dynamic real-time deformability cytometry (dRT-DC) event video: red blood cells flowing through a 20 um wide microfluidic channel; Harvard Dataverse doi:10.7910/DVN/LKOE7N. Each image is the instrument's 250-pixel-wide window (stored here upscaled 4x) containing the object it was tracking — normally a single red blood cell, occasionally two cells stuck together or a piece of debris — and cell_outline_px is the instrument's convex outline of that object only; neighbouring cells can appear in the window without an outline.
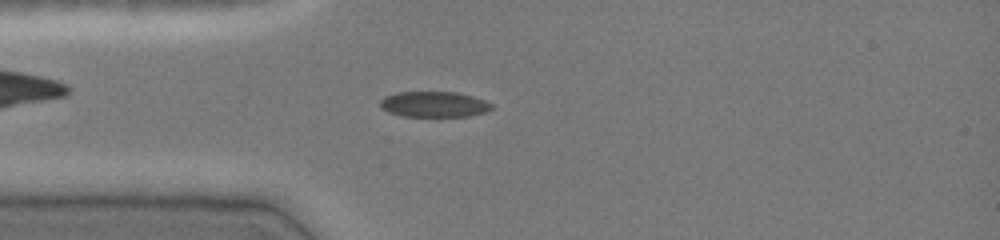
{"species": "common noctule bat (a hibernating species)", "species_latin": "Nyctalus noctula", "temperature_condition": "cold", "stored_images_in_passage": 46, "camera_frame_rate_fps": 3000, "um_per_image_px": 0.085, "animal": {"sex": "female", "body_mass_g": 19.0, "forearm_length_mm": 51.5}, "frame": {"image": 1, "passage_image": 11, "time_ms": 3.333, "image_size_px": [1000, 240], "cell_outline_px": [[492, 108], [484, 112], [468, 116], [404, 116], [388, 112], [380, 108], [380, 100], [384, 96], [396, 92], [456, 92], [472, 96], [484, 100], [492, 104]], "centroid_in_image_um": [36.85, 8.86], "position_along_channel_um": 48.2, "area_um2": 16.59}}
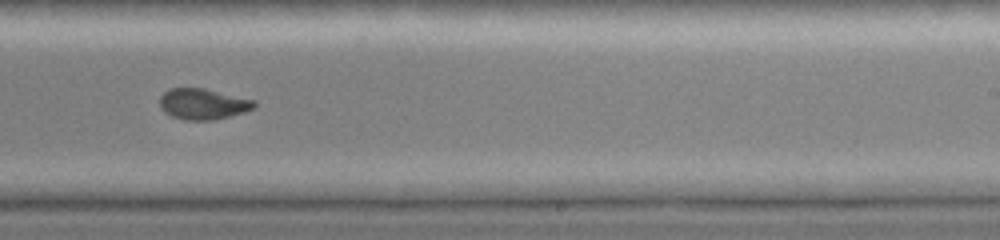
{"frame": {"image": 2, "passage_image": 28, "time_ms": 9.0, "image_size_px": [1000, 240], "cell_outline_px": [[256, 108], [244, 112], [212, 120], [184, 120], [172, 116], [164, 112], [160, 108], [160, 96], [168, 88], [204, 88], [256, 100]], "centroid_in_image_um": [17.25, 8.83], "position_along_channel_um": 271.7, "area_um2": 17.11}}
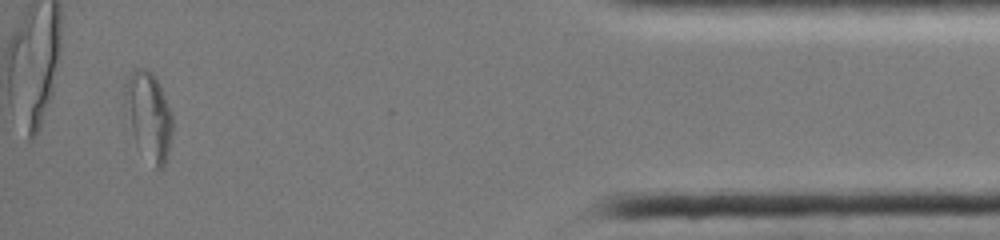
{"frame": {"image": 3, "passage_image": 43, "time_ms": 14.0, "image_size_px": [1000, 240], "cell_outline_px": [[172, 136], [168, 152], [164, 164], [160, 168], [156, 168], [136, 144], [124, 100], [124, 76], [136, 68], [144, 68], [152, 72], [156, 76], [172, 116]], "centroid_in_image_um": [12.62, 9.76], "position_along_channel_um": 422.6, "area_um2": 24.04}}